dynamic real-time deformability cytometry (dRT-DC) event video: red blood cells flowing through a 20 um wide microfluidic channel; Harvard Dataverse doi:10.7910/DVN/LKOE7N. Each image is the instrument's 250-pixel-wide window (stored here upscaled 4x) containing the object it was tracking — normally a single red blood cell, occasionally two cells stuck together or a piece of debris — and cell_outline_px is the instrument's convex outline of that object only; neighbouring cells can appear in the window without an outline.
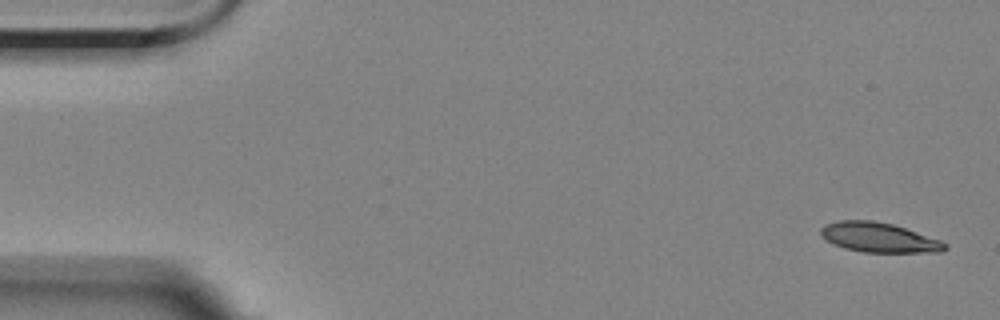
{"species": "Egyptian fruit bat (a non-hibernating species)", "species_latin": "Rousettus aegyptiacus", "temperature_condition": "room temperature", "stored_images_in_passage": 16, "camera_frame_rate_fps": 3000, "um_per_image_px": 0.085, "animal": {"sex": "female"}, "frame": {"image": 1, "passage_image": 1, "time_ms": 0.0, "image_size_px": [1000, 320], "cell_outline_px": [[948, 248], [940, 252], [864, 252], [844, 248], [820, 236], [820, 228], [824, 224], [840, 220], [872, 220], [892, 224], [940, 240], [948, 244]], "centroid_in_image_um": [74.69, 20.18], "position_along_channel_um": 10.3, "area_um2": 21.33}}
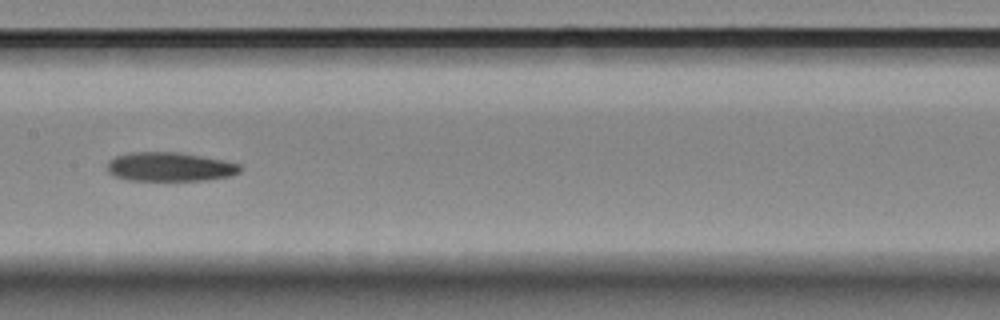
{"frame": {"image": 2, "passage_image": 8, "time_ms": 8.667, "image_size_px": [1000, 320], "cell_outline_px": [[244, 168], [240, 172], [232, 176], [204, 180], [128, 180], [116, 176], [108, 172], [108, 160], [116, 156], [132, 152], [180, 152], [224, 160], [240, 164]], "centroid_in_image_um": [14.48, 14.17], "position_along_channel_um": 192.9, "area_um2": 22.54}}
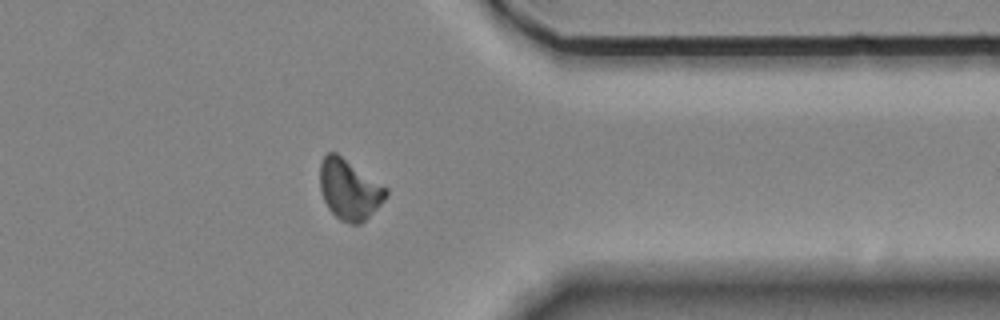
{"frame": {"image": 3, "passage_image": 13, "time_ms": 14.333, "image_size_px": [1000, 320], "cell_outline_px": [[388, 196], [360, 224], [348, 224], [340, 220], [328, 208], [320, 192], [320, 164], [324, 156], [328, 152], [336, 152], [388, 188]], "centroid_in_image_um": [29.68, 16.1], "position_along_channel_um": 381.7, "area_um2": 23.12}, "authors_computed_cell_mechanics": {"area_um2": 22.4264, "velocity_mm_per_s": 3.5181, "shape_relaxation_time_tau1_ms": 6.0073, "shape_relaxation_time_tau2_ms": 9.5948, "deformation_change_tau1": 0.1725, "deformation_change_tau2": 0.1697}}